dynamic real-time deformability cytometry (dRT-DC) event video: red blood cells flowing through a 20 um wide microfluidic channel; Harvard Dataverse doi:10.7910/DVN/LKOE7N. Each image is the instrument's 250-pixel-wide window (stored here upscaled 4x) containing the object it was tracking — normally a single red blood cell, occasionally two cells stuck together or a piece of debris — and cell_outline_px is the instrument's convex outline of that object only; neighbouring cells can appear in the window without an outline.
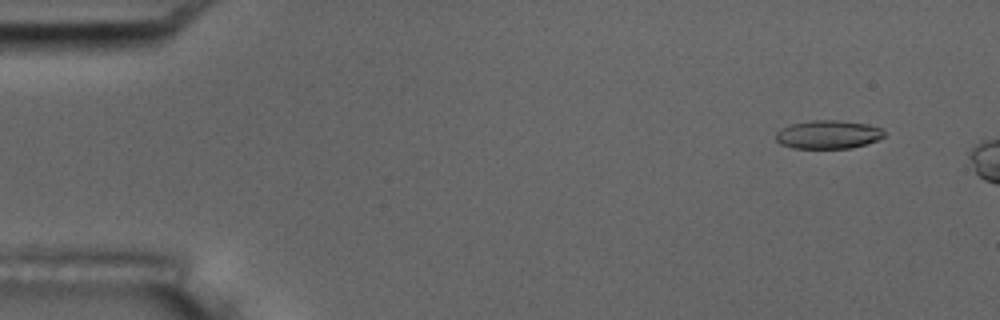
{"species": "common noctule bat (a hibernating species)", "species_latin": "Nyctalus noctula", "temperature_condition": "room temperature", "stored_images_in_passage": 4, "camera_frame_rate_fps": 3000, "um_per_image_px": 0.085, "animal": {"sex": "male", "body_mass_g": 17.5, "forearm_length_mm": 52.3}, "frame": {"image": 1, "passage_image": 2, "time_ms": 1.0, "image_size_px": [1000, 320], "cell_outline_px": [[884, 136], [880, 140], [852, 148], [792, 148], [780, 144], [776, 140], [776, 132], [780, 128], [792, 124], [812, 120], [836, 120], [868, 124], [880, 128], [884, 132]], "centroid_in_image_um": [70.39, 11.44], "position_along_channel_um": 14.6, "area_um2": 18.03}}